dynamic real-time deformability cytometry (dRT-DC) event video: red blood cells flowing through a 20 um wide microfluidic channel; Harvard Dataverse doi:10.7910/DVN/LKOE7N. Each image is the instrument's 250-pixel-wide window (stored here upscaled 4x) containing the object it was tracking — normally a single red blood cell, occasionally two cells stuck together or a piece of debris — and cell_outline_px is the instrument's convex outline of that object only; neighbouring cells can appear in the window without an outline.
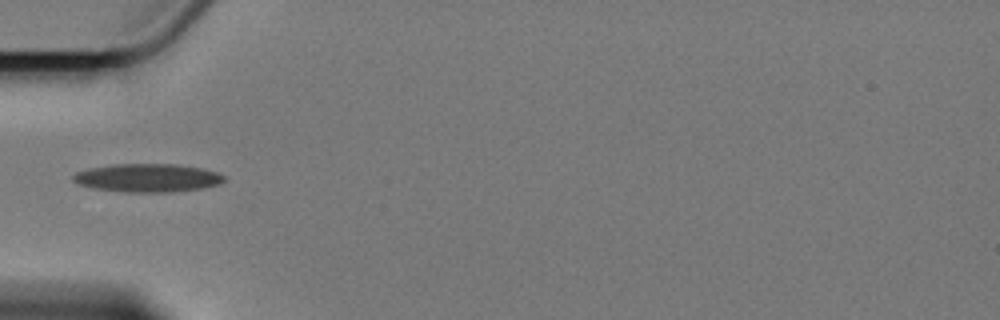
{"species": "Egyptian fruit bat (a non-hibernating species)", "species_latin": "Rousettus aegyptiacus", "temperature_condition": "cold", "stored_images_in_passage": 4, "camera_frame_rate_fps": 3000, "um_per_image_px": 0.085, "animal": {"sex": "female"}, "frame": {"image": 1, "passage_image": 1, "time_ms": 0.0, "image_size_px": [1000, 320], "cell_outline_px": [[224, 180], [220, 184], [204, 188], [172, 192], [124, 192], [92, 188], [76, 184], [72, 180], [72, 176], [76, 172], [88, 168], [112, 164], [176, 164], [200, 168], [216, 172], [224, 176]], "centroid_in_image_um": [12.49, 15.12], "position_along_channel_um": 72.5, "area_um2": 25.09}}
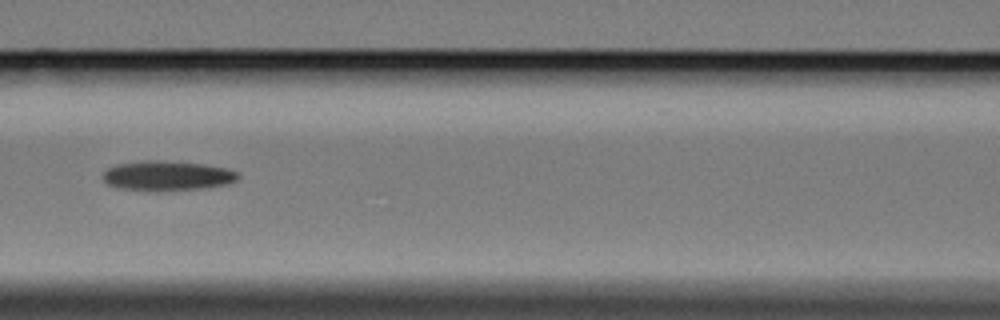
{"frame": {"image": 2, "passage_image": 3, "time_ms": 2.333, "image_size_px": [1000, 320], "cell_outline_px": [[240, 176], [236, 180], [224, 184], [200, 188], [156, 192], [120, 188], [108, 184], [104, 180], [104, 172], [108, 168], [116, 164], [148, 160], [156, 160], [204, 164], [228, 168], [236, 172]], "centroid_in_image_um": [14.19, 14.94], "position_along_channel_um": 152.4, "area_um2": 23.35}}
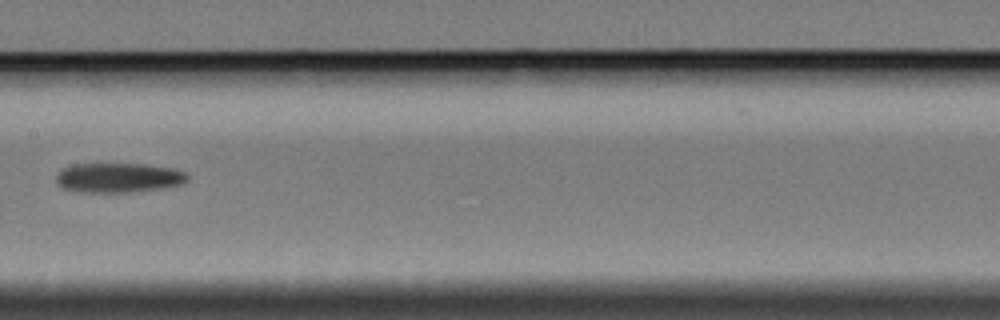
{"frame": {"image": 3, "passage_image": 4, "time_ms": 3.667, "image_size_px": [1000, 320], "cell_outline_px": [[188, 180], [184, 184], [160, 188], [128, 192], [76, 192], [64, 188], [56, 184], [56, 176], [64, 168], [72, 164], [144, 164], [176, 168], [184, 172], [188, 176]], "centroid_in_image_um": [10.08, 15.1], "position_along_channel_um": 197.3, "area_um2": 22.72}}